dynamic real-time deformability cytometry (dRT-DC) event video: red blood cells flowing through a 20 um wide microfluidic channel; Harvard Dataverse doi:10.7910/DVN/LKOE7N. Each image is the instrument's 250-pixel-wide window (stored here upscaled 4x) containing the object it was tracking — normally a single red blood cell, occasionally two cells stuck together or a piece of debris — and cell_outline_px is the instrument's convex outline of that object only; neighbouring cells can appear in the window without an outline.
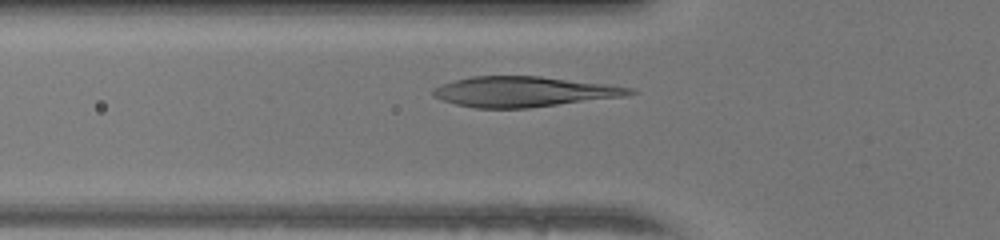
{"species": "human", "species_latin": "Homo sapiens", "temperature_condition": "warm", "stored_images_in_passage": 32, "camera_frame_rate_fps": 3000, "um_per_image_px": 0.085, "donor": {"sex": "female"}, "frame": {"image": 1, "passage_image": 8, "time_ms": 2.333, "image_size_px": [1000, 240], "cell_outline_px": [[640, 92], [624, 96], [528, 108], [476, 108], [456, 104], [432, 96], [432, 88], [440, 84], [472, 76], [540, 76], [608, 84], [636, 88]], "centroid_in_image_um": [44.55, 7.79], "position_along_channel_um": 81.3, "area_um2": 34.74}}
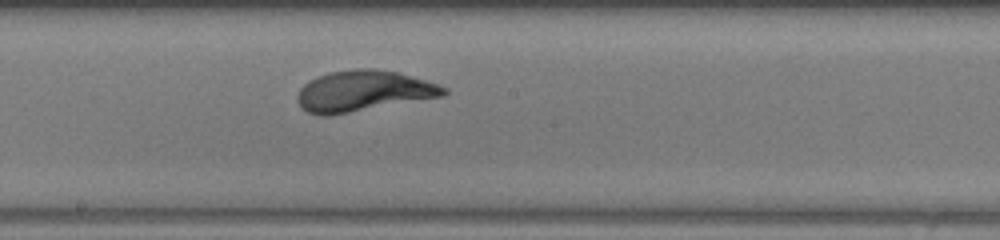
{"frame": {"image": 2, "passage_image": 18, "time_ms": 5.667, "image_size_px": [1000, 240], "cell_outline_px": [[448, 92], [444, 96], [328, 116], [320, 116], [308, 112], [296, 100], [296, 96], [300, 88], [308, 80], [316, 76], [328, 72], [356, 68], [372, 68], [400, 72], [440, 84], [448, 88]], "centroid_in_image_um": [30.9, 7.72], "position_along_channel_um": 217.3, "area_um2": 35.2}}
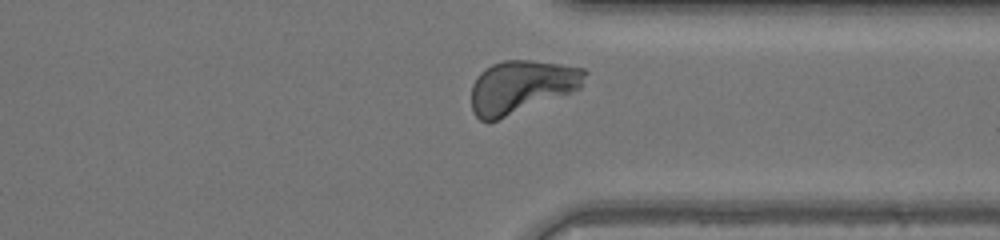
{"frame": {"image": 3, "passage_image": 29, "time_ms": 9.333, "image_size_px": [1000, 240], "cell_outline_px": [[588, 72], [580, 88], [572, 92], [488, 124], [480, 120], [472, 112], [472, 84], [480, 72], [484, 68], [492, 64], [504, 60], [532, 60], [560, 64], [584, 68]], "centroid_in_image_um": [44.3, 7.38], "position_along_channel_um": 367.1, "area_um2": 35.26}, "authors_computed_cell_mechanics": {"area_um2": 34.5066, "velocity_mm_per_s": 4.0814, "shape_relaxation_time_tau1_ms": 2.406, "shape_relaxation_time_tau2_ms": null, "deformation_change_tau1": 0.1944, "deformation_change_tau2": null}}